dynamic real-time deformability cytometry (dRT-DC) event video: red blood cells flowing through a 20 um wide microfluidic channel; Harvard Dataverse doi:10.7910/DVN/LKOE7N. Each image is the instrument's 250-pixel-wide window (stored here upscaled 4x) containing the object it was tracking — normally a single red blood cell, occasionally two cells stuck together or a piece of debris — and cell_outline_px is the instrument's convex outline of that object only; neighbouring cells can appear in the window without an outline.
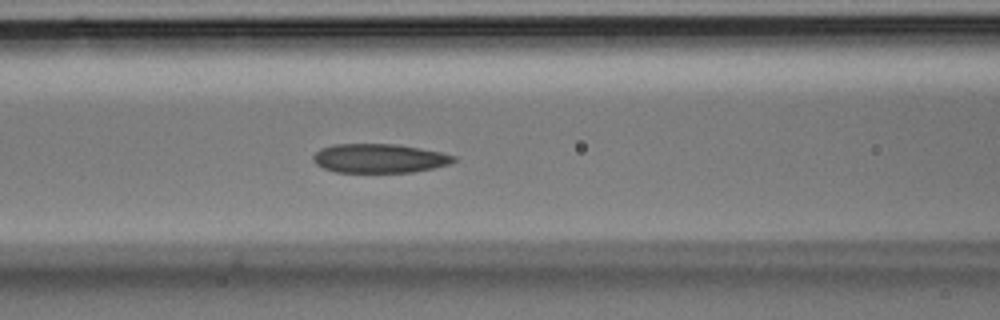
{"species": "Egyptian fruit bat (a non-hibernating species)", "species_latin": "Rousettus aegyptiacus", "temperature_condition": "room temperature", "stored_images_in_passage": 35, "camera_frame_rate_fps": 3000, "um_per_image_px": 0.085, "animal": {"sex": "male"}, "frame": {"image": 1, "passage_image": 14, "time_ms": 4.333, "image_size_px": [1000, 320], "cell_outline_px": [[456, 160], [448, 164], [432, 168], [412, 172], [336, 172], [324, 168], [316, 164], [312, 160], [312, 156], [320, 148], [332, 144], [396, 144], [420, 148], [440, 152], [456, 156]], "centroid_in_image_um": [32.21, 13.45], "position_along_channel_um": 134.4, "area_um2": 23.76}}
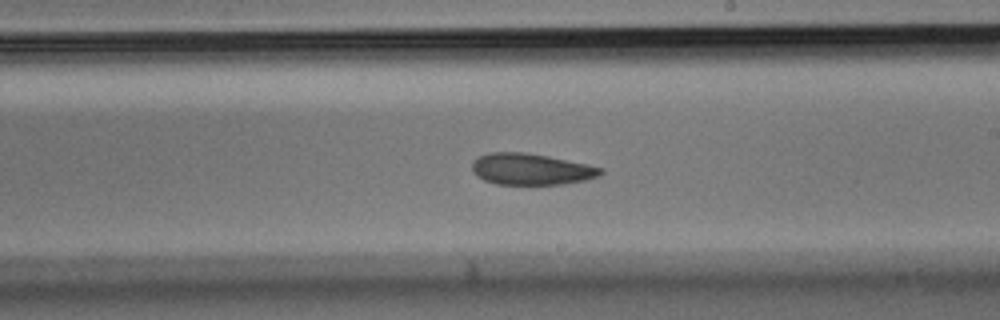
{"frame": {"image": 2, "passage_image": 20, "time_ms": 6.333, "image_size_px": [1000, 320], "cell_outline_px": [[604, 172], [596, 176], [584, 180], [560, 184], [496, 184], [484, 180], [472, 168], [472, 164], [480, 156], [488, 152], [524, 152], [548, 156], [588, 164], [604, 168]], "centroid_in_image_um": [45.17, 14.37], "position_along_channel_um": 243.8, "area_um2": 23.18}}
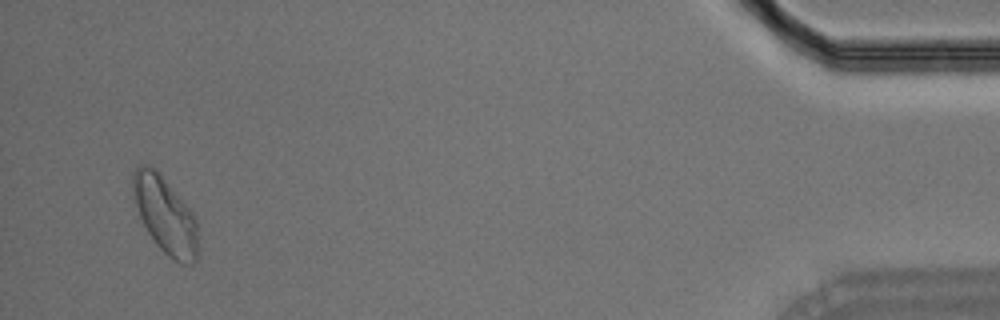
{"frame": {"image": 3, "passage_image": 34, "time_ms": 11.0, "image_size_px": [1000, 320], "cell_outline_px": [[196, 260], [192, 264], [180, 264], [172, 260], [156, 244], [148, 232], [140, 216], [132, 196], [132, 172], [140, 164], [144, 164], [156, 168], [160, 172], [196, 216]], "centroid_in_image_um": [14.02, 18.24], "position_along_channel_um": 421.2, "area_um2": 29.13}}